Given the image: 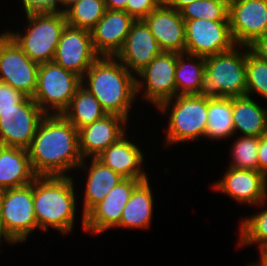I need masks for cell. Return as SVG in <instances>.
Returning a JSON list of instances; mask_svg holds the SVG:
<instances>
[{"label":"cell","instance_id":"cell-1","mask_svg":"<svg viewBox=\"0 0 267 266\" xmlns=\"http://www.w3.org/2000/svg\"><path fill=\"white\" fill-rule=\"evenodd\" d=\"M27 151L36 176H71L83 161L78 130L62 114H46Z\"/></svg>","mask_w":267,"mask_h":266},{"label":"cell","instance_id":"cell-2","mask_svg":"<svg viewBox=\"0 0 267 266\" xmlns=\"http://www.w3.org/2000/svg\"><path fill=\"white\" fill-rule=\"evenodd\" d=\"M81 85L93 94L107 114L130 120V109L138 98L136 76L116 57L99 56L81 77Z\"/></svg>","mask_w":267,"mask_h":266},{"label":"cell","instance_id":"cell-3","mask_svg":"<svg viewBox=\"0 0 267 266\" xmlns=\"http://www.w3.org/2000/svg\"><path fill=\"white\" fill-rule=\"evenodd\" d=\"M74 183L73 174L37 176L33 180L34 212L39 230L48 232L51 227L63 235L71 234L78 207Z\"/></svg>","mask_w":267,"mask_h":266},{"label":"cell","instance_id":"cell-4","mask_svg":"<svg viewBox=\"0 0 267 266\" xmlns=\"http://www.w3.org/2000/svg\"><path fill=\"white\" fill-rule=\"evenodd\" d=\"M208 99L246 96V45L205 58L198 94Z\"/></svg>","mask_w":267,"mask_h":266},{"label":"cell","instance_id":"cell-5","mask_svg":"<svg viewBox=\"0 0 267 266\" xmlns=\"http://www.w3.org/2000/svg\"><path fill=\"white\" fill-rule=\"evenodd\" d=\"M27 27L20 33L5 31L38 64L53 62L57 44L67 26L65 13L42 12L26 13Z\"/></svg>","mask_w":267,"mask_h":266},{"label":"cell","instance_id":"cell-6","mask_svg":"<svg viewBox=\"0 0 267 266\" xmlns=\"http://www.w3.org/2000/svg\"><path fill=\"white\" fill-rule=\"evenodd\" d=\"M167 113L168 125L164 145L181 144L205 138L207 126V98L197 95H178L165 101L158 108Z\"/></svg>","mask_w":267,"mask_h":266},{"label":"cell","instance_id":"cell-7","mask_svg":"<svg viewBox=\"0 0 267 266\" xmlns=\"http://www.w3.org/2000/svg\"><path fill=\"white\" fill-rule=\"evenodd\" d=\"M81 86V77L54 62L39 65L33 100L45 114H62Z\"/></svg>","mask_w":267,"mask_h":266},{"label":"cell","instance_id":"cell-8","mask_svg":"<svg viewBox=\"0 0 267 266\" xmlns=\"http://www.w3.org/2000/svg\"><path fill=\"white\" fill-rule=\"evenodd\" d=\"M1 216L5 234L15 243H25L38 228L33 203V182L1 191Z\"/></svg>","mask_w":267,"mask_h":266},{"label":"cell","instance_id":"cell-9","mask_svg":"<svg viewBox=\"0 0 267 266\" xmlns=\"http://www.w3.org/2000/svg\"><path fill=\"white\" fill-rule=\"evenodd\" d=\"M177 52L157 55L136 75V93L154 108L176 96L175 70ZM144 90V91H143Z\"/></svg>","mask_w":267,"mask_h":266},{"label":"cell","instance_id":"cell-10","mask_svg":"<svg viewBox=\"0 0 267 266\" xmlns=\"http://www.w3.org/2000/svg\"><path fill=\"white\" fill-rule=\"evenodd\" d=\"M39 65L5 31L0 33V81L9 84L26 97L33 98Z\"/></svg>","mask_w":267,"mask_h":266},{"label":"cell","instance_id":"cell-11","mask_svg":"<svg viewBox=\"0 0 267 266\" xmlns=\"http://www.w3.org/2000/svg\"><path fill=\"white\" fill-rule=\"evenodd\" d=\"M46 116L31 97L0 115V145L27 149Z\"/></svg>","mask_w":267,"mask_h":266},{"label":"cell","instance_id":"cell-12","mask_svg":"<svg viewBox=\"0 0 267 266\" xmlns=\"http://www.w3.org/2000/svg\"><path fill=\"white\" fill-rule=\"evenodd\" d=\"M185 21V53L208 57L231 50L236 44L229 21L192 19Z\"/></svg>","mask_w":267,"mask_h":266},{"label":"cell","instance_id":"cell-13","mask_svg":"<svg viewBox=\"0 0 267 266\" xmlns=\"http://www.w3.org/2000/svg\"><path fill=\"white\" fill-rule=\"evenodd\" d=\"M212 189L229 196L238 204L265 206L267 201V177L254 170L226 167V171L213 185Z\"/></svg>","mask_w":267,"mask_h":266},{"label":"cell","instance_id":"cell-14","mask_svg":"<svg viewBox=\"0 0 267 266\" xmlns=\"http://www.w3.org/2000/svg\"><path fill=\"white\" fill-rule=\"evenodd\" d=\"M229 25L236 45L267 34V0H229Z\"/></svg>","mask_w":267,"mask_h":266},{"label":"cell","instance_id":"cell-15","mask_svg":"<svg viewBox=\"0 0 267 266\" xmlns=\"http://www.w3.org/2000/svg\"><path fill=\"white\" fill-rule=\"evenodd\" d=\"M98 57L91 31L67 25L57 44L53 62L82 77Z\"/></svg>","mask_w":267,"mask_h":266},{"label":"cell","instance_id":"cell-16","mask_svg":"<svg viewBox=\"0 0 267 266\" xmlns=\"http://www.w3.org/2000/svg\"><path fill=\"white\" fill-rule=\"evenodd\" d=\"M141 179L124 178L85 215L84 231L96 235L115 228L121 220L123 209Z\"/></svg>","mask_w":267,"mask_h":266},{"label":"cell","instance_id":"cell-17","mask_svg":"<svg viewBox=\"0 0 267 266\" xmlns=\"http://www.w3.org/2000/svg\"><path fill=\"white\" fill-rule=\"evenodd\" d=\"M128 120L117 114H107L100 120L78 129L79 150L83 159L96 158L127 132Z\"/></svg>","mask_w":267,"mask_h":266},{"label":"cell","instance_id":"cell-18","mask_svg":"<svg viewBox=\"0 0 267 266\" xmlns=\"http://www.w3.org/2000/svg\"><path fill=\"white\" fill-rule=\"evenodd\" d=\"M163 50L143 20H136L115 56L135 76Z\"/></svg>","mask_w":267,"mask_h":266},{"label":"cell","instance_id":"cell-19","mask_svg":"<svg viewBox=\"0 0 267 266\" xmlns=\"http://www.w3.org/2000/svg\"><path fill=\"white\" fill-rule=\"evenodd\" d=\"M143 21L163 51L185 53V21L180 11L162 2Z\"/></svg>","mask_w":267,"mask_h":266},{"label":"cell","instance_id":"cell-20","mask_svg":"<svg viewBox=\"0 0 267 266\" xmlns=\"http://www.w3.org/2000/svg\"><path fill=\"white\" fill-rule=\"evenodd\" d=\"M136 20L124 10H106L91 30L92 44L99 56L115 57Z\"/></svg>","mask_w":267,"mask_h":266},{"label":"cell","instance_id":"cell-21","mask_svg":"<svg viewBox=\"0 0 267 266\" xmlns=\"http://www.w3.org/2000/svg\"><path fill=\"white\" fill-rule=\"evenodd\" d=\"M90 160V163L87 160ZM88 163V164H87ZM89 166V167H88ZM86 171V184L84 185V197L82 208V228L85 227V215L106 195L120 183L124 177L118 172L113 171L108 166H105L97 158H85L78 166L77 170Z\"/></svg>","mask_w":267,"mask_h":266},{"label":"cell","instance_id":"cell-22","mask_svg":"<svg viewBox=\"0 0 267 266\" xmlns=\"http://www.w3.org/2000/svg\"><path fill=\"white\" fill-rule=\"evenodd\" d=\"M139 147L125 134L96 158L124 178L146 180L148 174L143 168L145 156Z\"/></svg>","mask_w":267,"mask_h":266},{"label":"cell","instance_id":"cell-23","mask_svg":"<svg viewBox=\"0 0 267 266\" xmlns=\"http://www.w3.org/2000/svg\"><path fill=\"white\" fill-rule=\"evenodd\" d=\"M36 177L27 149L0 145V191L28 185Z\"/></svg>","mask_w":267,"mask_h":266},{"label":"cell","instance_id":"cell-24","mask_svg":"<svg viewBox=\"0 0 267 266\" xmlns=\"http://www.w3.org/2000/svg\"><path fill=\"white\" fill-rule=\"evenodd\" d=\"M149 178L142 180L126 203L120 223L115 228L149 229L154 213V197Z\"/></svg>","mask_w":267,"mask_h":266},{"label":"cell","instance_id":"cell-25","mask_svg":"<svg viewBox=\"0 0 267 266\" xmlns=\"http://www.w3.org/2000/svg\"><path fill=\"white\" fill-rule=\"evenodd\" d=\"M232 119L236 135L260 137L267 133V109L252 97H232Z\"/></svg>","mask_w":267,"mask_h":266},{"label":"cell","instance_id":"cell-26","mask_svg":"<svg viewBox=\"0 0 267 266\" xmlns=\"http://www.w3.org/2000/svg\"><path fill=\"white\" fill-rule=\"evenodd\" d=\"M207 126L205 139L226 140L235 135L232 119V97L207 98Z\"/></svg>","mask_w":267,"mask_h":266},{"label":"cell","instance_id":"cell-27","mask_svg":"<svg viewBox=\"0 0 267 266\" xmlns=\"http://www.w3.org/2000/svg\"><path fill=\"white\" fill-rule=\"evenodd\" d=\"M205 74V57L177 53L175 70L176 96L197 95Z\"/></svg>","mask_w":267,"mask_h":266},{"label":"cell","instance_id":"cell-28","mask_svg":"<svg viewBox=\"0 0 267 266\" xmlns=\"http://www.w3.org/2000/svg\"><path fill=\"white\" fill-rule=\"evenodd\" d=\"M62 115L78 130L100 120L107 112L93 94L81 85Z\"/></svg>","mask_w":267,"mask_h":266},{"label":"cell","instance_id":"cell-29","mask_svg":"<svg viewBox=\"0 0 267 266\" xmlns=\"http://www.w3.org/2000/svg\"><path fill=\"white\" fill-rule=\"evenodd\" d=\"M106 10L104 0H79L65 12L67 25L91 31Z\"/></svg>","mask_w":267,"mask_h":266},{"label":"cell","instance_id":"cell-30","mask_svg":"<svg viewBox=\"0 0 267 266\" xmlns=\"http://www.w3.org/2000/svg\"><path fill=\"white\" fill-rule=\"evenodd\" d=\"M239 242L237 245L248 246L258 245V247L267 245V208L258 211L256 214L246 216L239 222Z\"/></svg>","mask_w":267,"mask_h":266},{"label":"cell","instance_id":"cell-31","mask_svg":"<svg viewBox=\"0 0 267 266\" xmlns=\"http://www.w3.org/2000/svg\"><path fill=\"white\" fill-rule=\"evenodd\" d=\"M184 20L229 21V0H198L180 10Z\"/></svg>","mask_w":267,"mask_h":266},{"label":"cell","instance_id":"cell-32","mask_svg":"<svg viewBox=\"0 0 267 266\" xmlns=\"http://www.w3.org/2000/svg\"><path fill=\"white\" fill-rule=\"evenodd\" d=\"M259 137L238 136L231 145V163L228 167L258 171Z\"/></svg>","mask_w":267,"mask_h":266},{"label":"cell","instance_id":"cell-33","mask_svg":"<svg viewBox=\"0 0 267 266\" xmlns=\"http://www.w3.org/2000/svg\"><path fill=\"white\" fill-rule=\"evenodd\" d=\"M252 94L267 101V62L255 56L246 45V96L253 98Z\"/></svg>","mask_w":267,"mask_h":266},{"label":"cell","instance_id":"cell-34","mask_svg":"<svg viewBox=\"0 0 267 266\" xmlns=\"http://www.w3.org/2000/svg\"><path fill=\"white\" fill-rule=\"evenodd\" d=\"M162 2L163 0H127L126 12L135 20H143Z\"/></svg>","mask_w":267,"mask_h":266},{"label":"cell","instance_id":"cell-35","mask_svg":"<svg viewBox=\"0 0 267 266\" xmlns=\"http://www.w3.org/2000/svg\"><path fill=\"white\" fill-rule=\"evenodd\" d=\"M25 95L9 84L0 81V115L10 109L16 108Z\"/></svg>","mask_w":267,"mask_h":266},{"label":"cell","instance_id":"cell-36","mask_svg":"<svg viewBox=\"0 0 267 266\" xmlns=\"http://www.w3.org/2000/svg\"><path fill=\"white\" fill-rule=\"evenodd\" d=\"M20 2H22L24 14L58 11V0H21Z\"/></svg>","mask_w":267,"mask_h":266},{"label":"cell","instance_id":"cell-37","mask_svg":"<svg viewBox=\"0 0 267 266\" xmlns=\"http://www.w3.org/2000/svg\"><path fill=\"white\" fill-rule=\"evenodd\" d=\"M258 171L267 177V133L259 137Z\"/></svg>","mask_w":267,"mask_h":266},{"label":"cell","instance_id":"cell-38","mask_svg":"<svg viewBox=\"0 0 267 266\" xmlns=\"http://www.w3.org/2000/svg\"><path fill=\"white\" fill-rule=\"evenodd\" d=\"M249 49L259 59L267 62V34L256 38Z\"/></svg>","mask_w":267,"mask_h":266},{"label":"cell","instance_id":"cell-39","mask_svg":"<svg viewBox=\"0 0 267 266\" xmlns=\"http://www.w3.org/2000/svg\"><path fill=\"white\" fill-rule=\"evenodd\" d=\"M259 250V262H249L246 264V266H267V245L257 247Z\"/></svg>","mask_w":267,"mask_h":266},{"label":"cell","instance_id":"cell-40","mask_svg":"<svg viewBox=\"0 0 267 266\" xmlns=\"http://www.w3.org/2000/svg\"><path fill=\"white\" fill-rule=\"evenodd\" d=\"M107 10L126 11L127 0H104Z\"/></svg>","mask_w":267,"mask_h":266},{"label":"cell","instance_id":"cell-41","mask_svg":"<svg viewBox=\"0 0 267 266\" xmlns=\"http://www.w3.org/2000/svg\"><path fill=\"white\" fill-rule=\"evenodd\" d=\"M198 0H163V2L170 8L180 11L183 7Z\"/></svg>","mask_w":267,"mask_h":266},{"label":"cell","instance_id":"cell-42","mask_svg":"<svg viewBox=\"0 0 267 266\" xmlns=\"http://www.w3.org/2000/svg\"><path fill=\"white\" fill-rule=\"evenodd\" d=\"M2 240H3V242L5 241V244L7 242L8 245L9 244H11L12 246L15 245V243L5 234V230L3 228L2 216H1V191H0V245L2 243Z\"/></svg>","mask_w":267,"mask_h":266},{"label":"cell","instance_id":"cell-43","mask_svg":"<svg viewBox=\"0 0 267 266\" xmlns=\"http://www.w3.org/2000/svg\"><path fill=\"white\" fill-rule=\"evenodd\" d=\"M79 0H58V11L65 13L71 6Z\"/></svg>","mask_w":267,"mask_h":266}]
</instances>
